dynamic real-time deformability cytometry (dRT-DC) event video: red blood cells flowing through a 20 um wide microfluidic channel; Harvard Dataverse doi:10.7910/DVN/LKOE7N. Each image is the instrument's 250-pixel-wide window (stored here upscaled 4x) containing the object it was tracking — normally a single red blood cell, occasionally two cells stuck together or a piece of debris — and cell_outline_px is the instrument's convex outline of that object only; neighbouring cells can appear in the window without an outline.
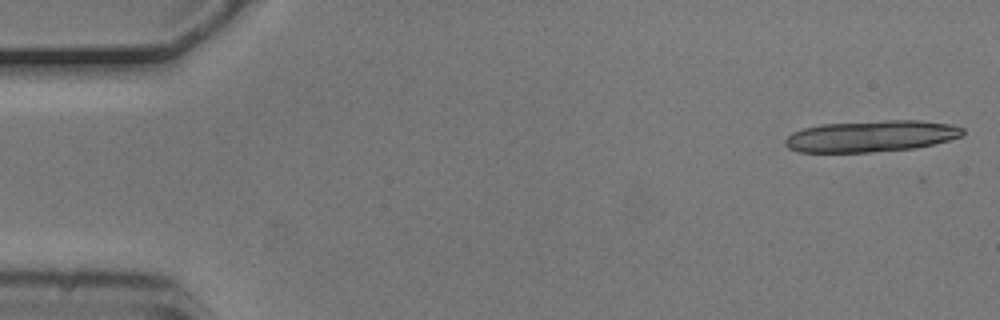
{"species": "common noctule bat (a hibernating species)", "species_latin": "Nyctalus noctula", "temperature_condition": "cold", "stored_images_in_passage": 14, "camera_frame_rate_fps": 3000, "um_per_image_px": 0.085, "animal": {"sex": "male", "body_mass_g": 20.5, "forearm_length_mm": 52.5}, "frame": {"image": 1, "passage_image": 1, "time_ms": 0.0, "image_size_px": [1000, 320], "cell_outline_px": [[964, 132], [960, 136], [948, 140], [916, 148], [872, 152], [800, 152], [788, 148], [784, 144], [784, 140], [792, 132], [804, 128], [820, 124], [884, 120], [920, 120], [952, 124], [964, 128]], "centroid_in_image_um": [74.03, 11.57], "position_along_channel_um": 11.0, "area_um2": 32.66}}